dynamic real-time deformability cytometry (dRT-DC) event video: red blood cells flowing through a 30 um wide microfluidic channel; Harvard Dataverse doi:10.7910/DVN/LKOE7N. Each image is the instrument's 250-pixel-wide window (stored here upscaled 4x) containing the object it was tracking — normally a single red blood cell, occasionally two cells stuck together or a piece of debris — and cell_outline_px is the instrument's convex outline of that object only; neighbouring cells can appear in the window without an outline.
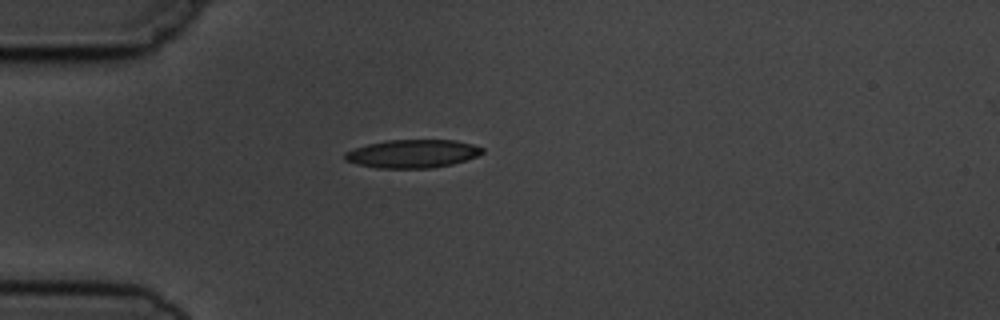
{"species": "common noctule bat (a hibernating species)", "species_latin": "Nyctalus noctula", "temperature_condition": "cold", "stored_images_in_passage": 2, "camera_frame_rate_fps": 3000, "um_per_image_px": 0.085, "animal": {"sex": "male", "body_mass_g": 19.5, "forearm_length_mm": 54.6}, "frame": {"image": 1, "passage_image": 1, "time_ms": 0.0, "image_size_px": [1000, 320], "cell_outline_px": [[484, 152], [476, 156], [452, 164], [432, 168], [376, 168], [356, 164], [344, 160], [344, 152], [368, 144], [388, 140], [456, 140], [472, 144], [484, 148]], "centroid_in_image_um": [35.05, 13.07], "position_along_channel_um": 50.0, "area_um2": 22.6}}